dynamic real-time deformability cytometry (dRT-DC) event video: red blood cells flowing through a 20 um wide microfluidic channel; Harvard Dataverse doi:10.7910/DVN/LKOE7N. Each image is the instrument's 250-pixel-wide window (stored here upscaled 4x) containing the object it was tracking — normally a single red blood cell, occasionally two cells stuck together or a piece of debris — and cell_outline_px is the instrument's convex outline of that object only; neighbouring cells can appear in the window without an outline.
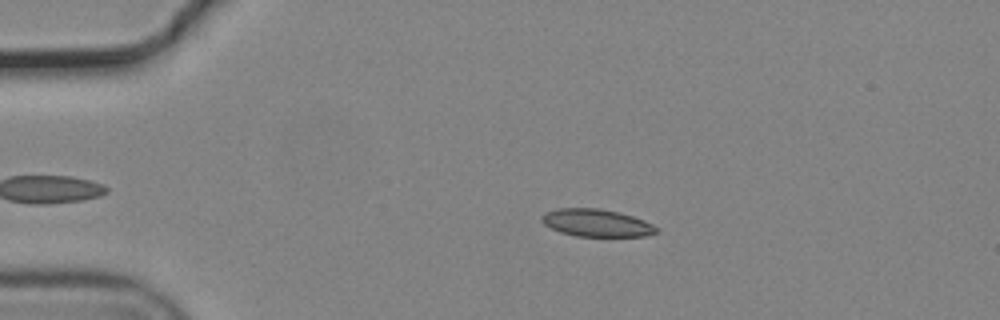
{"species": "common noctule bat (a hibernating species)", "species_latin": "Nyctalus noctula", "temperature_condition": "cold", "stored_images_in_passage": 48, "camera_frame_rate_fps": 3000, "um_per_image_px": 0.085, "animal": {"sex": "male", "body_mass_g": 19.2, "forearm_length_mm": 51.8}, "frame": {"image": 1, "passage_image": 11, "time_ms": 3.333, "image_size_px": [1000, 320], "cell_outline_px": [[660, 232], [644, 236], [576, 236], [560, 232], [544, 224], [540, 220], [540, 216], [544, 212], [556, 208], [600, 208], [632, 216], [644, 220], [660, 228]], "centroid_in_image_um": [50.69, 18.94], "position_along_channel_um": 34.3, "area_um2": 18.5}}
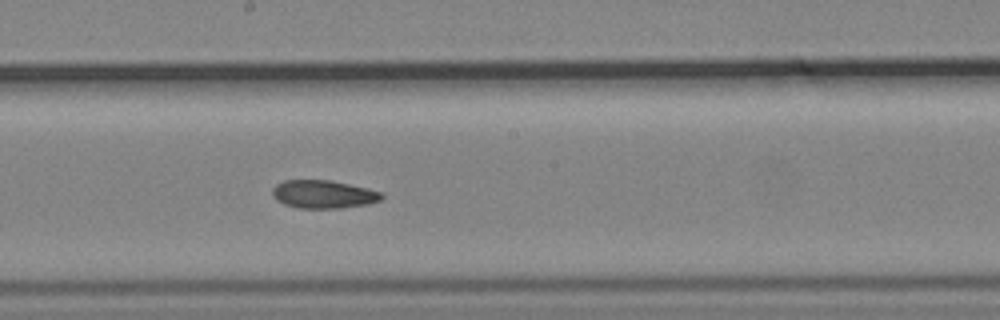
{"frame": {"image": 2, "passage_image": 30, "time_ms": 9.667, "image_size_px": [1000, 320], "cell_outline_px": [[384, 196], [380, 200], [368, 204], [340, 208], [300, 208], [284, 204], [276, 200], [272, 196], [272, 188], [276, 184], [284, 180], [332, 180], [368, 188], [384, 192]], "centroid_in_image_um": [27.5, 16.5], "position_along_channel_um": 220.7, "area_um2": 18.09}}
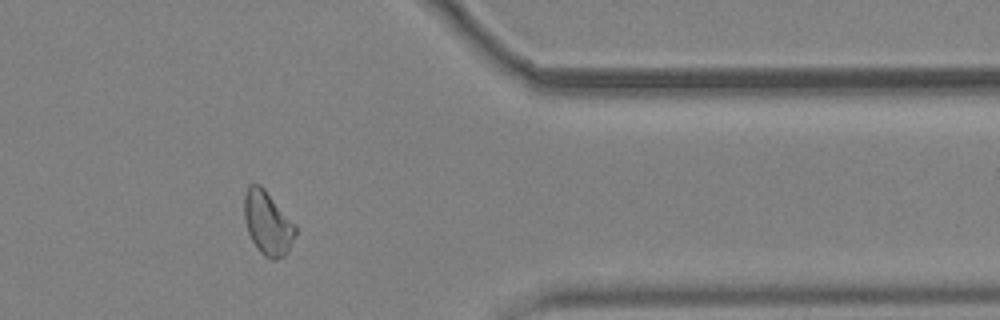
{"frame": {"image": 3, "passage_image": 45, "time_ms": 14.667, "image_size_px": [1000, 320], "cell_outline_px": [[296, 232], [288, 252], [284, 256], [276, 260], [272, 260], [264, 256], [256, 248], [248, 232], [244, 220], [244, 196], [248, 184], [260, 184], [264, 188], [296, 224]], "centroid_in_image_um": [22.75, 18.96], "position_along_channel_um": 388.7, "area_um2": 19.19}, "authors_computed_cell_mechanics": {"area_um2": 18.3226, "velocity_mm_per_s": 3.7081, "shape_relaxation_time_tau1_ms": null, "shape_relaxation_time_tau2_ms": 8.1143, "deformation_change_tau1": null, "deformation_change_tau2": 0.1377}}